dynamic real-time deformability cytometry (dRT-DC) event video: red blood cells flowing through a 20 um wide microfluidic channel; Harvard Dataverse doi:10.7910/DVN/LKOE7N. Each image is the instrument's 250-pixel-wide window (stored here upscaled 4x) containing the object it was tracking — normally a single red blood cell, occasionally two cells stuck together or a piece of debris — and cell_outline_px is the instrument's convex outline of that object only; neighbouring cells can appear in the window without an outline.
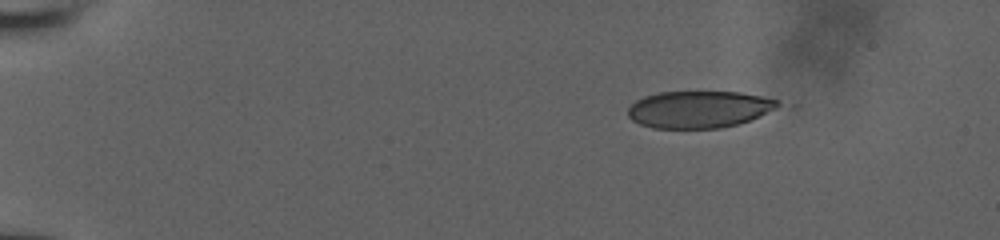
{"species": "human", "species_latin": "Homo sapiens", "temperature_condition": "room temperature", "stored_images_in_passage": 10, "camera_frame_rate_fps": 3000, "um_per_image_px": 0.085, "donor": {"sex": "male"}, "frame": {"image": 1, "passage_image": 1, "time_ms": 0.0, "image_size_px": [1000, 240], "cell_outline_px": [[784, 104], [760, 116], [736, 124], [720, 128], [652, 128], [640, 124], [632, 120], [628, 116], [628, 108], [636, 100], [644, 96], [660, 92], [740, 92], [760, 96], [776, 100]], "centroid_in_image_um": [59.4, 9.29], "position_along_channel_um": 25.6, "area_um2": 32.19}}
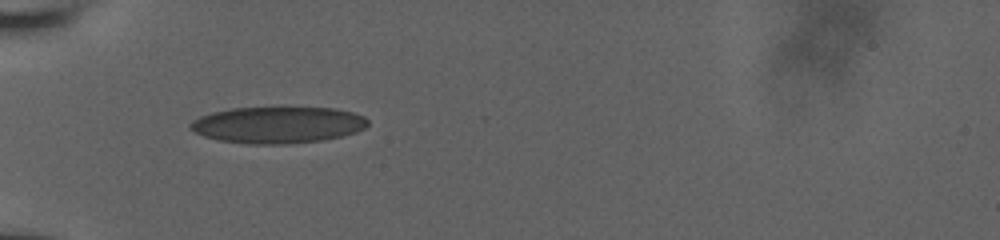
{"frame": {"image": 2, "passage_image": 9, "time_ms": 3.667, "image_size_px": [1000, 240], "cell_outline_px": [[368, 124], [364, 128], [356, 132], [340, 136], [320, 140], [292, 144], [248, 144], [220, 140], [204, 136], [196, 132], [192, 128], [192, 120], [200, 116], [212, 112], [232, 108], [332, 108], [352, 112], [364, 116], [368, 120]], "centroid_in_image_um": [23.63, 10.62], "position_along_channel_um": 61.4, "area_um2": 37.45}}